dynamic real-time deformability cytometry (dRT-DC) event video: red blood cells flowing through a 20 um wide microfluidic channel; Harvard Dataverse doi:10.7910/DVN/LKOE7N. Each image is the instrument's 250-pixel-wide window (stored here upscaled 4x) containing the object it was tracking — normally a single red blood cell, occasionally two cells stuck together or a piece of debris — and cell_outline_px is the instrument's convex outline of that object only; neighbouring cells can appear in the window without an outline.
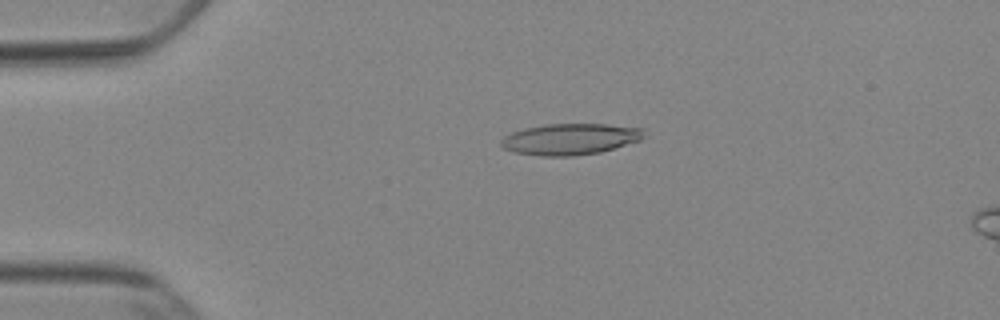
{"species": "Egyptian fruit bat (a non-hibernating species)", "species_latin": "Rousettus aegyptiacus", "temperature_condition": "cold", "stored_images_in_passage": 17, "camera_frame_rate_fps": 3000, "um_per_image_px": 0.085, "animal": {"sex": "female"}, "frame": {"image": 1, "passage_image": 12, "time_ms": 3.667, "image_size_px": [1000, 320], "cell_outline_px": [[640, 140], [600, 152], [572, 156], [540, 156], [512, 152], [504, 148], [500, 144], [500, 140], [504, 136], [512, 132], [524, 128], [548, 124], [604, 124], [640, 128]], "centroid_in_image_um": [48.35, 11.83], "position_along_channel_um": 36.6, "area_um2": 25.66}}